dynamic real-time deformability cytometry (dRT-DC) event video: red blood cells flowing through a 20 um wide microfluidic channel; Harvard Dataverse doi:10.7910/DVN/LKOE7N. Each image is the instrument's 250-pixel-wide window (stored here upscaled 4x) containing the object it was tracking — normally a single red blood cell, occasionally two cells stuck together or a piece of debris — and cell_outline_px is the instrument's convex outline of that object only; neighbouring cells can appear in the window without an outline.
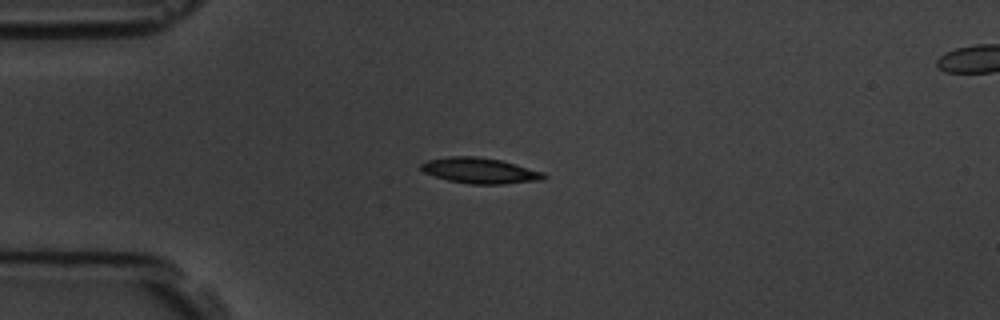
{"species": "common noctule bat (a hibernating species)", "species_latin": "Nyctalus noctula", "temperature_condition": "room temperature", "stored_images_in_passage": 6, "camera_frame_rate_fps": 3000, "um_per_image_px": 0.085, "animal": {"sex": "male", "body_mass_g": 19.5, "forearm_length_mm": 54.6}, "frame": {"image": 1, "passage_image": 4, "time_ms": 3.333, "image_size_px": [1000, 320], "cell_outline_px": [[548, 176], [544, 180], [504, 184], [468, 184], [448, 180], [424, 172], [420, 168], [420, 164], [428, 160], [448, 156], [476, 156], [500, 160], [544, 172]], "centroid_in_image_um": [40.82, 14.51], "position_along_channel_um": 44.2, "area_um2": 18.38}}
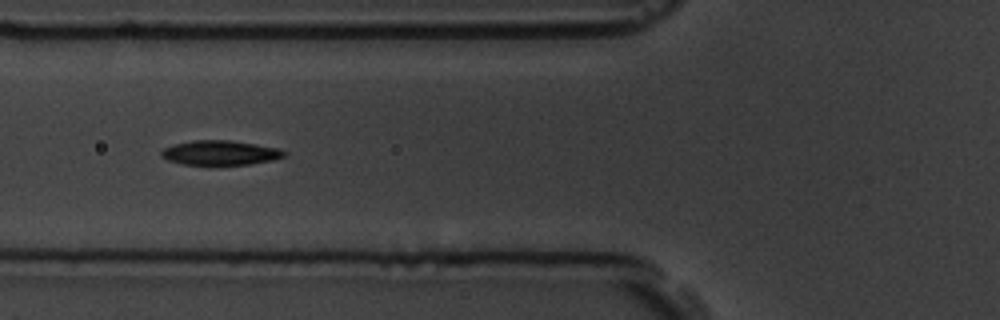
{"frame": {"image": 2, "passage_image": 6, "time_ms": 5.667, "image_size_px": [1000, 320], "cell_outline_px": [[288, 152], [284, 156], [272, 160], [252, 164], [216, 168], [180, 164], [168, 160], [160, 156], [160, 152], [164, 148], [176, 144], [192, 140], [232, 140], [276, 148]], "centroid_in_image_um": [18.68, 13.04], "position_along_channel_um": 107.1, "area_um2": 18.44}}